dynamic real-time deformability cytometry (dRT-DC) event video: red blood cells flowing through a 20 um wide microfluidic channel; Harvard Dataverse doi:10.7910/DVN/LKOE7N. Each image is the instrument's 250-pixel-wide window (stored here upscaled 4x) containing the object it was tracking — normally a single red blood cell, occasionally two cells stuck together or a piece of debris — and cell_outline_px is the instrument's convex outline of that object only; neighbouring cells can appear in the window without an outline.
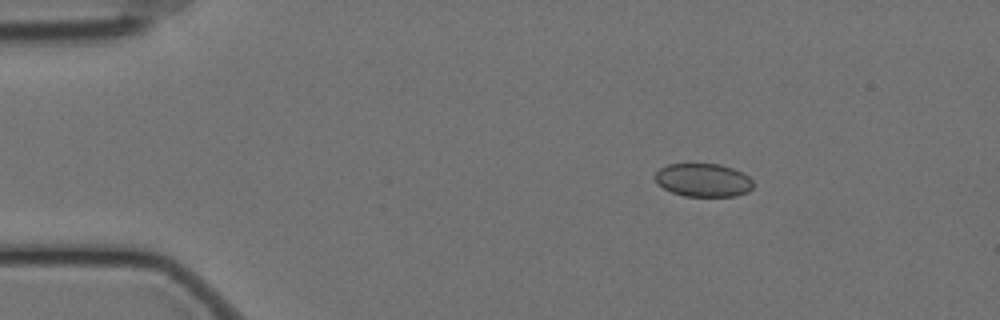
{"species": "Egyptian fruit bat (a non-hibernating species)", "species_latin": "Rousettus aegyptiacus", "temperature_condition": "cold", "stored_images_in_passage": 51, "camera_frame_rate_fps": 3000, "um_per_image_px": 0.085, "animal": {"sex": "female"}, "frame": {"image": 1, "passage_image": 2, "time_ms": 0.333, "image_size_px": [1000, 320], "cell_outline_px": [[752, 188], [748, 192], [736, 196], [684, 196], [672, 192], [664, 188], [652, 176], [660, 168], [668, 164], [720, 164], [732, 168], [748, 176], [752, 180]], "centroid_in_image_um": [59.76, 15.31], "position_along_channel_um": 25.2, "area_um2": 18.96}}
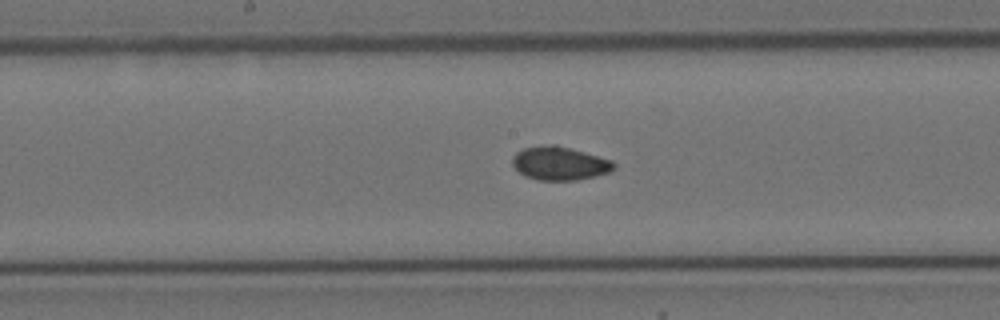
{"frame": {"image": 2, "passage_image": 23, "time_ms": 7.333, "image_size_px": [1000, 320], "cell_outline_px": [[616, 168], [608, 172], [576, 180], [540, 180], [524, 176], [512, 164], [512, 156], [516, 152], [524, 148], [552, 144], [556, 144], [612, 160], [616, 164]], "centroid_in_image_um": [47.56, 13.88], "position_along_channel_um": 200.6, "area_um2": 19.65}}
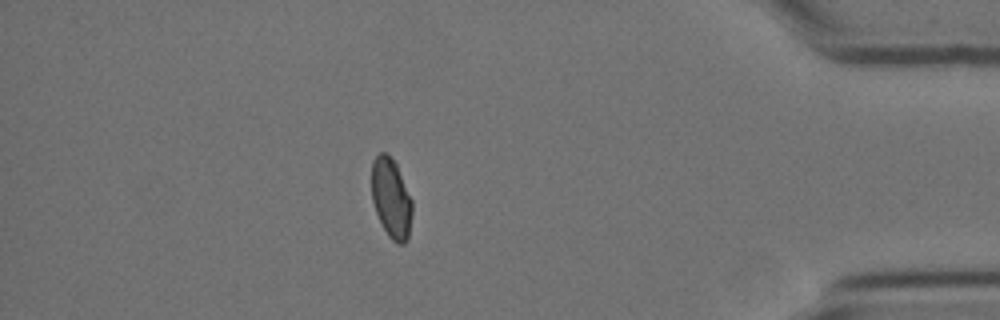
{"frame": {"image": 3, "passage_image": 44, "time_ms": 14.333, "image_size_px": [1000, 320], "cell_outline_px": [[412, 212], [408, 240], [404, 244], [396, 244], [388, 236], [376, 212], [372, 200], [372, 160], [380, 152], [384, 152], [396, 164], [412, 200]], "centroid_in_image_um": [33.26, 16.89], "position_along_channel_um": 401.9, "area_um2": 18.73}, "authors_computed_cell_mechanics": {"area_um2": 19.3052, "velocity_mm_per_s": 3.4655, "shape_relaxation_time_tau1_ms": null, "shape_relaxation_time_tau2_ms": 2.5223, "deformation_change_tau1": null, "deformation_change_tau2": 0.0383}}